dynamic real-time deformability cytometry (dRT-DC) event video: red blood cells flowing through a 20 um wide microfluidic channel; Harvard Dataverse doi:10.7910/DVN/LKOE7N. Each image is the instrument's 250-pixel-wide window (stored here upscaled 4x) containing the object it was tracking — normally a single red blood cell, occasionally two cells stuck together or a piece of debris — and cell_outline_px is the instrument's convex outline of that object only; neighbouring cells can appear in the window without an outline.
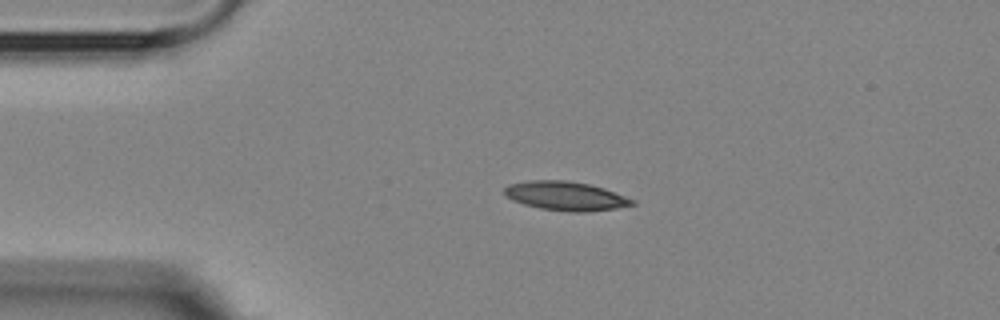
{"species": "Egyptian fruit bat (a non-hibernating species)", "species_latin": "Rousettus aegyptiacus", "temperature_condition": "room temperature", "stored_images_in_passage": 2, "camera_frame_rate_fps": 3000, "um_per_image_px": 0.085, "animal": {"sex": "female"}, "frame": {"image": 1, "passage_image": 1, "time_ms": 0.0, "image_size_px": [1000, 320], "cell_outline_px": [[636, 204], [616, 208], [584, 212], [572, 212], [540, 208], [524, 204], [512, 200], [504, 192], [504, 188], [508, 184], [532, 180], [564, 180], [588, 184], [604, 188], [636, 200]], "centroid_in_image_um": [48.1, 16.65], "position_along_channel_um": 36.9, "area_um2": 21.44}}